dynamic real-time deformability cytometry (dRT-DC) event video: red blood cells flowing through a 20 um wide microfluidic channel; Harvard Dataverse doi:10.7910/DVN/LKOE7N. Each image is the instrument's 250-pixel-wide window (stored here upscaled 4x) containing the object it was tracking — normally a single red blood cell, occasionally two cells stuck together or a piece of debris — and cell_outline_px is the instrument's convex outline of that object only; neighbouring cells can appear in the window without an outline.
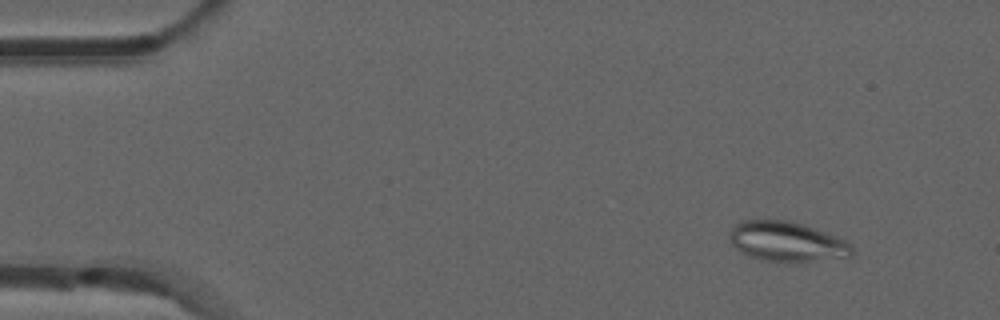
{"species": "common noctule bat (a hibernating species)", "species_latin": "Nyctalus noctula", "temperature_condition": "room temperature", "stored_images_in_passage": 53, "camera_frame_rate_fps": 3000, "um_per_image_px": 0.085, "animal": {"sex": "male", "forearm_length_mm": 52.5}, "frame": {"image": 1, "passage_image": 6, "time_ms": 1.667, "image_size_px": [1000, 320], "cell_outline_px": [[856, 252], [852, 256], [804, 264], [792, 264], [764, 260], [740, 252], [732, 244], [728, 236], [732, 228], [740, 220], [788, 220], [804, 224], [844, 240]], "centroid_in_image_um": [66.9, 20.58], "position_along_channel_um": 18.1, "area_um2": 29.07}}
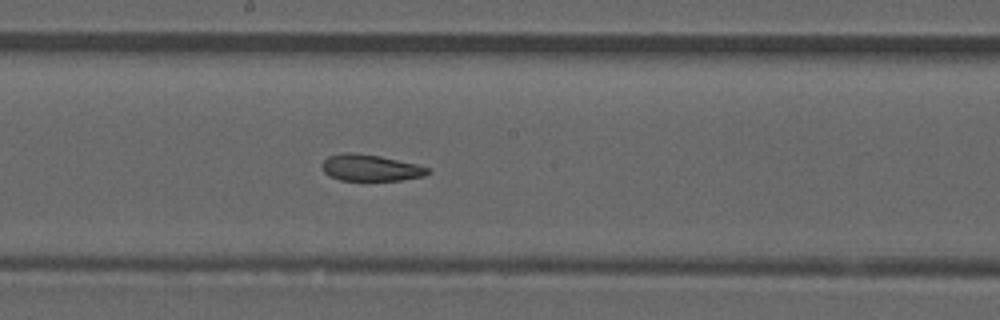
{"frame": {"image": 2, "passage_image": 29, "time_ms": 9.333, "image_size_px": [1000, 320], "cell_outline_px": [[432, 172], [424, 176], [400, 180], [340, 180], [328, 176], [324, 172], [320, 164], [328, 156], [344, 152], [352, 152], [380, 156], [416, 164], [432, 168]], "centroid_in_image_um": [31.49, 14.26], "position_along_channel_um": 216.7, "area_um2": 16.47}}
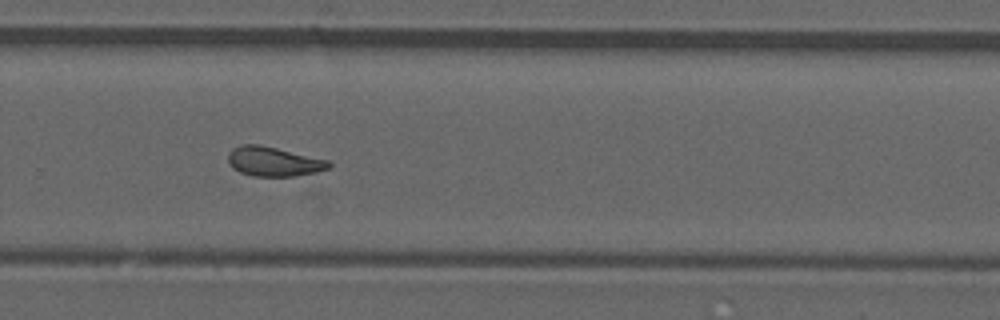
{"frame": {"image": 3, "passage_image": 36, "time_ms": 11.667, "image_size_px": [1000, 320], "cell_outline_px": [[332, 164], [328, 168], [316, 172], [296, 176], [252, 176], [240, 172], [232, 168], [228, 160], [228, 152], [232, 148], [240, 144], [260, 144], [328, 160]], "centroid_in_image_um": [23.22, 13.72], "position_along_channel_um": 306.6, "area_um2": 17.34}, "authors_computed_cell_mechanics": {"area_um2": 17.5134, "velocity_mm_per_s": 3.8702, "shape_relaxation_time_tau1_ms": null, "shape_relaxation_time_tau2_ms": 3.3852, "deformation_change_tau1": null, "deformation_change_tau2": 0.1025}}